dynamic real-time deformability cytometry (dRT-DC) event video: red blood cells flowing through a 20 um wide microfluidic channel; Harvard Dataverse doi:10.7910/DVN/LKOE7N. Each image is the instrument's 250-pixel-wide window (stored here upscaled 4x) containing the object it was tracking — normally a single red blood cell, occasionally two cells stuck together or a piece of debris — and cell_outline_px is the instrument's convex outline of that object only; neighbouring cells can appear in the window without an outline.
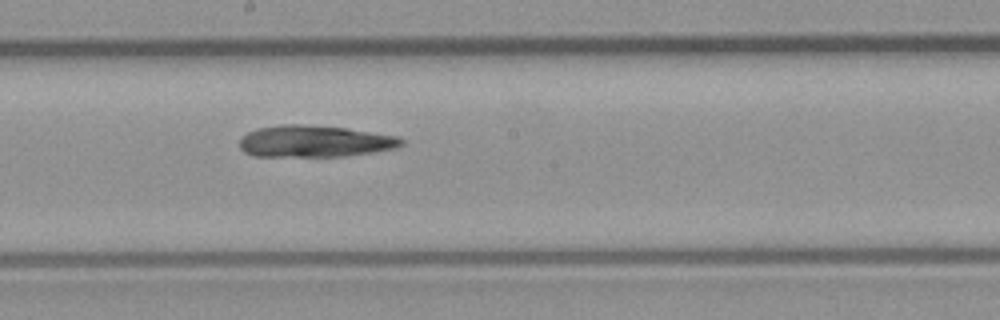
{"species": "common noctule bat (a hibernating species)", "species_latin": "Nyctalus noctula", "temperature_condition": "room temperature", "stored_images_in_passage": 8, "camera_frame_rate_fps": 3000, "um_per_image_px": 0.085, "animal": {"sex": "male", "body_mass_g": 23.1, "forearm_length_mm": 52.7}, "frame": {"image": 1, "passage_image": 8, "time_ms": 2.333, "image_size_px": [1000, 320], "cell_outline_px": [[404, 144], [396, 148], [372, 152], [344, 156], [252, 156], [244, 152], [240, 148], [240, 136], [256, 128], [280, 124], [300, 124], [344, 128], [396, 136], [404, 140]], "centroid_in_image_um": [26.69, 12.01], "position_along_channel_um": 221.5, "area_um2": 29.88}}